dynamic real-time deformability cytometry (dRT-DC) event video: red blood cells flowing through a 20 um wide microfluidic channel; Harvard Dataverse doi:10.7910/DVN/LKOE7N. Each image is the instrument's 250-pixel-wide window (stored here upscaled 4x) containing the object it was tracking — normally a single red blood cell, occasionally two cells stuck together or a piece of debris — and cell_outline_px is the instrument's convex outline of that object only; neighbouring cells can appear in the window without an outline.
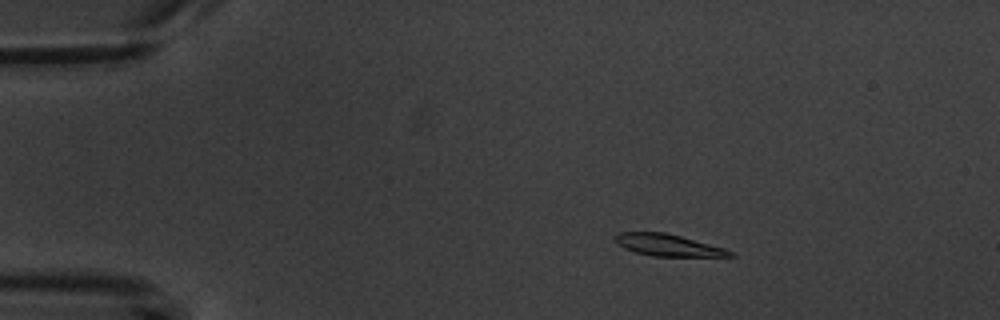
{"species": "common noctule bat (a hibernating species)", "species_latin": "Nyctalus noctula", "temperature_condition": "warm", "stored_images_in_passage": 5, "camera_frame_rate_fps": 3000, "um_per_image_px": 0.085, "animal": {"sex": "male", "body_mass_g": 20.1, "forearm_length_mm": 53.5}, "frame": {"image": 1, "passage_image": 3, "time_ms": 2.333, "image_size_px": [1000, 320], "cell_outline_px": [[736, 256], [652, 256], [636, 252], [624, 248], [616, 244], [612, 240], [612, 236], [616, 232], [664, 232], [680, 236], [724, 248], [732, 252]], "centroid_in_image_um": [56.66, 20.82], "position_along_channel_um": 28.3, "area_um2": 14.62}}